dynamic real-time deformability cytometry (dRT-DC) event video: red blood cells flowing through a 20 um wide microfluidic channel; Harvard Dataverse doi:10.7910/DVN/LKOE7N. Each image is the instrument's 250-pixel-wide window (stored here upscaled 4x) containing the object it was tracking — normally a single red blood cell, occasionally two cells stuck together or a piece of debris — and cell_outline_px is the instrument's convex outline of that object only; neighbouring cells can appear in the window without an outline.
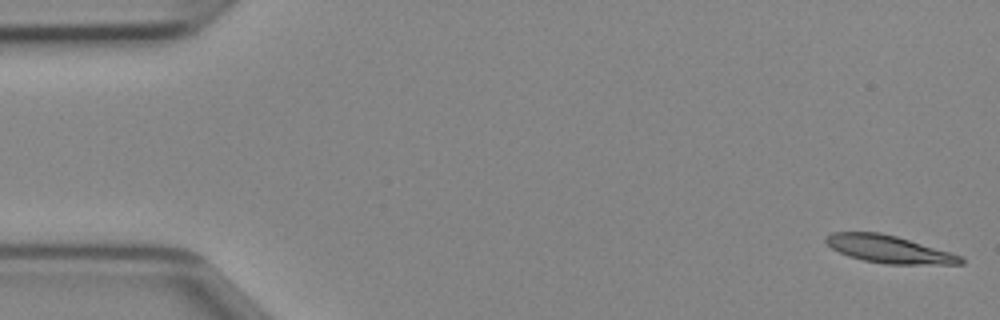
{"species": "Egyptian fruit bat (a non-hibernating species)", "species_latin": "Rousettus aegyptiacus", "temperature_condition": "cold", "stored_images_in_passage": 46, "camera_frame_rate_fps": 3000, "um_per_image_px": 0.085, "animal": {"sex": "female"}, "frame": {"image": 1, "passage_image": 1, "time_ms": 0.0, "image_size_px": [1000, 320], "cell_outline_px": [[964, 264], [884, 264], [864, 260], [848, 256], [832, 248], [824, 240], [824, 236], [832, 232], [880, 232], [896, 236], [948, 252], [960, 256], [964, 260]], "centroid_in_image_um": [75.5, 21.18], "position_along_channel_um": 9.5, "area_um2": 21.33}}
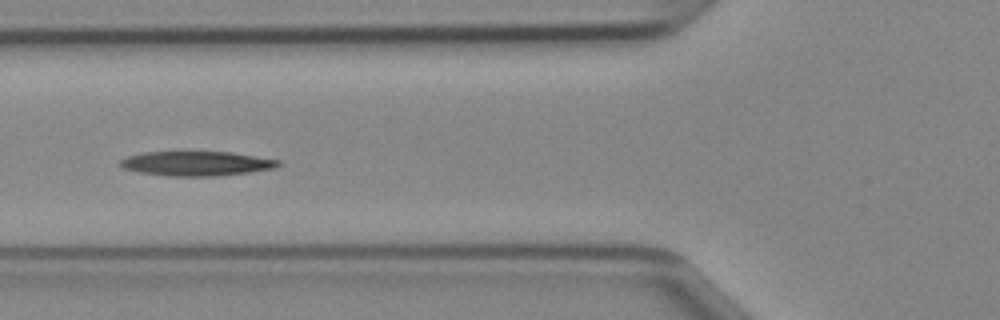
{"frame": {"image": 2, "passage_image": 17, "time_ms": 5.333, "image_size_px": [1000, 320], "cell_outline_px": [[280, 164], [276, 168], [220, 176], [168, 176], [140, 172], [124, 168], [120, 164], [120, 160], [128, 156], [144, 152], [232, 152], [280, 160]], "centroid_in_image_um": [16.73, 13.9], "position_along_channel_um": 109.1, "area_um2": 22.48}}
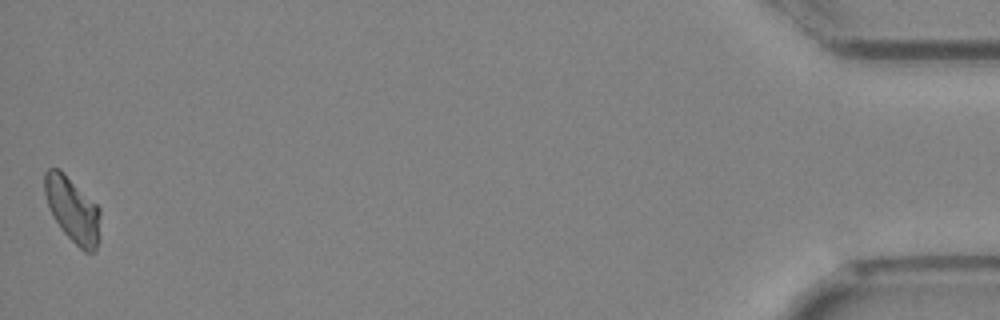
{"frame": {"image": 3, "passage_image": 46, "time_ms": 15.0, "image_size_px": [1000, 320], "cell_outline_px": [[100, 240], [96, 252], [84, 252], [60, 228], [52, 216], [48, 208], [44, 192], [44, 172], [48, 168], [60, 168], [100, 208]], "centroid_in_image_um": [6.17, 17.83], "position_along_channel_um": 429.0, "area_um2": 21.5}}